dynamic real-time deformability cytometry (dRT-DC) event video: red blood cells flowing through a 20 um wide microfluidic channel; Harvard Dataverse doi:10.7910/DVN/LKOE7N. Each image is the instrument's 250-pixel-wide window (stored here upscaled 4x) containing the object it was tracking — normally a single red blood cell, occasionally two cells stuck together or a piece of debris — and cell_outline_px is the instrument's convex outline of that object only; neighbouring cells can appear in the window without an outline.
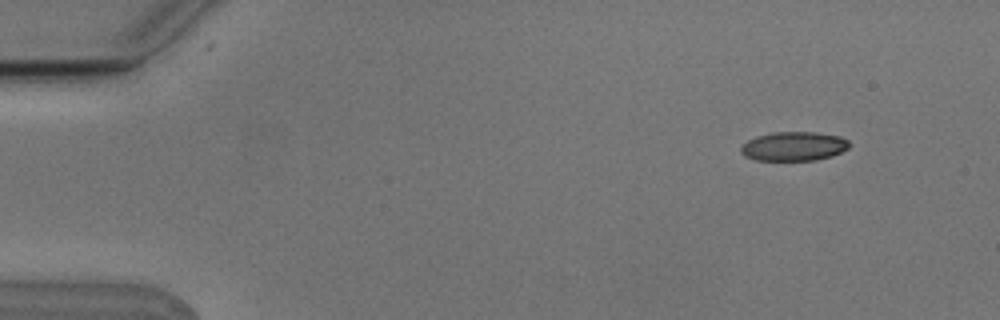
{"species": "Egyptian fruit bat (a non-hibernating species)", "species_latin": "Rousettus aegyptiacus", "temperature_condition": "cold", "stored_images_in_passage": 5, "camera_frame_rate_fps": 3000, "um_per_image_px": 0.085, "animal": {"sex": "male"}, "frame": {"image": 1, "passage_image": 2, "time_ms": 0.333, "image_size_px": [1000, 320], "cell_outline_px": [[848, 148], [832, 156], [816, 160], [756, 160], [744, 156], [740, 152], [740, 148], [748, 140], [756, 136], [772, 132], [816, 132], [840, 136], [848, 140]], "centroid_in_image_um": [67.45, 12.43], "position_along_channel_um": 17.5, "area_um2": 18.38}}
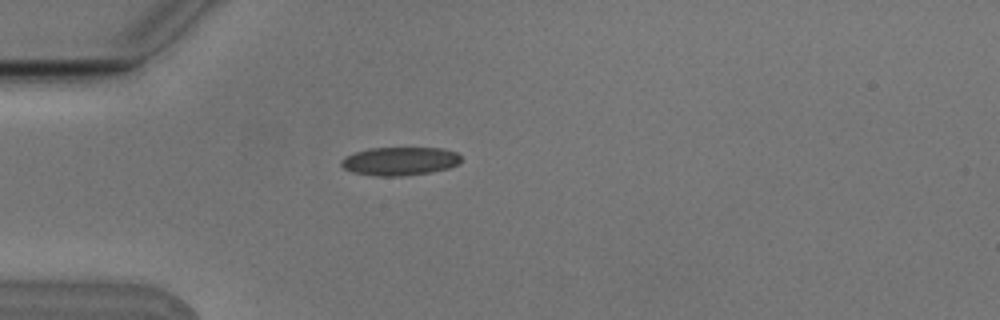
{"frame": {"image": 2, "passage_image": 5, "time_ms": 1.333, "image_size_px": [1000, 320], "cell_outline_px": [[460, 164], [448, 168], [432, 172], [404, 176], [376, 176], [352, 172], [344, 168], [340, 164], [340, 160], [344, 156], [368, 148], [444, 148], [456, 152], [460, 156]], "centroid_in_image_um": [33.98, 13.7], "position_along_channel_um": 51.0, "area_um2": 20.0}}